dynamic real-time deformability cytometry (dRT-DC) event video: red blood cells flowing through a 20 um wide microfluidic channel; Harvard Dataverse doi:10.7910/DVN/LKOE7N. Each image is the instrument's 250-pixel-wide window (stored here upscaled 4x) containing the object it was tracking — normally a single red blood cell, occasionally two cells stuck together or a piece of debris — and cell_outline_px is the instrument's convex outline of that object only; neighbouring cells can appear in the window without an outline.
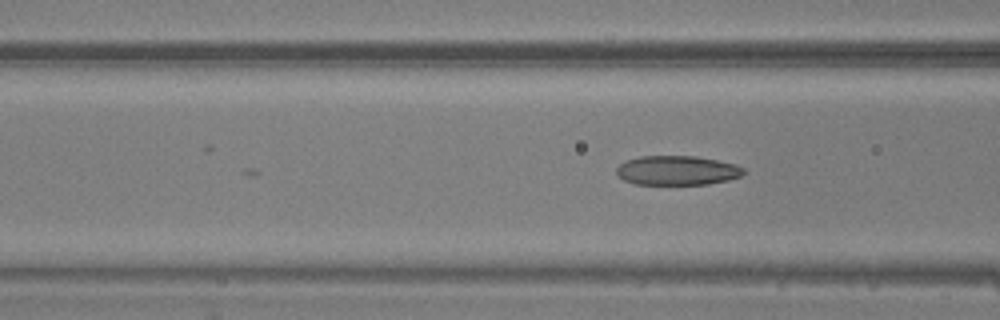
{"species": "common noctule bat (a hibernating species)", "species_latin": "Nyctalus noctula", "temperature_condition": "warm", "stored_images_in_passage": 19, "camera_frame_rate_fps": 3000, "um_per_image_px": 0.085, "animal": {"sex": "male", "body_mass_g": 20.5, "forearm_length_mm": 52.5}, "frame": {"image": 1, "passage_image": 19, "time_ms": 6.0, "image_size_px": [1000, 320], "cell_outline_px": [[744, 172], [740, 176], [728, 180], [708, 184], [636, 184], [624, 180], [616, 172], [616, 168], [620, 164], [628, 160], [640, 156], [696, 156], [736, 164], [744, 168]], "centroid_in_image_um": [57.57, 14.48], "position_along_channel_um": 109.0, "area_um2": 21.62}}